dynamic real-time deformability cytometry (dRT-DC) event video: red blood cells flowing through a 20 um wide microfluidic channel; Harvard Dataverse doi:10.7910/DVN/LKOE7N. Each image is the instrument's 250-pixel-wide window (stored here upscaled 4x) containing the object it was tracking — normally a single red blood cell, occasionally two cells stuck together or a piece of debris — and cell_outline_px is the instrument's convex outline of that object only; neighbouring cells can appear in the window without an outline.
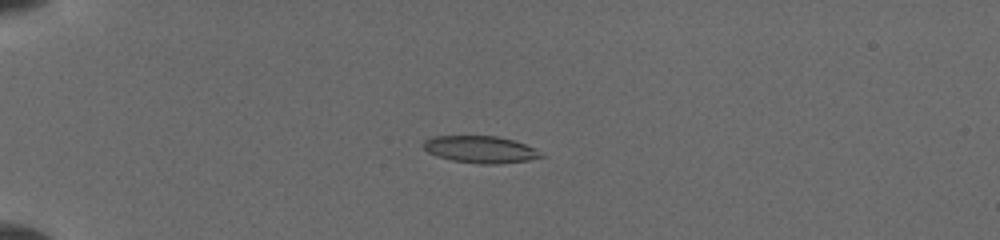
{"species": "common noctule bat (a hibernating species)", "species_latin": "Nyctalus noctula", "temperature_condition": "cold", "stored_images_in_passage": 10, "camera_frame_rate_fps": 3000, "um_per_image_px": 0.085, "animal": {"sex": "female", "body_mass_g": 19.5, "forearm_length_mm": 54.1}, "frame": {"image": 1, "passage_image": 9, "time_ms": 5.0, "image_size_px": [1000, 240], "cell_outline_px": [[544, 156], [528, 160], [496, 164], [480, 164], [452, 160], [436, 156], [428, 152], [424, 148], [424, 140], [432, 136], [496, 136], [512, 140], [524, 144], [532, 148]], "centroid_in_image_um": [40.77, 12.7], "position_along_channel_um": 44.2, "area_um2": 18.21}}